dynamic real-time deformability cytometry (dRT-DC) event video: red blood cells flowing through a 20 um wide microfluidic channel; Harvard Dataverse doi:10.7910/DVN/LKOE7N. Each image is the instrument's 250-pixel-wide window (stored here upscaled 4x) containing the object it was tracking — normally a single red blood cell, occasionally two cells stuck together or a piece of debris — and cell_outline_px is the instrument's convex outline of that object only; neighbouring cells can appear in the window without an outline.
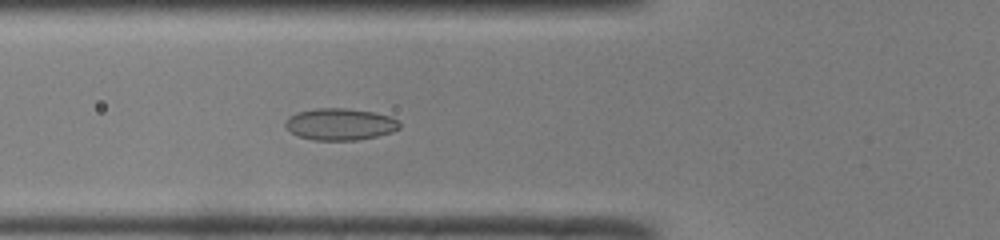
{"species": "common noctule bat (a hibernating species)", "species_latin": "Nyctalus noctula", "temperature_condition": "room temperature", "stored_images_in_passage": 50, "camera_frame_rate_fps": 3000, "um_per_image_px": 0.085, "animal": {"sex": "male", "body_mass_g": 19.0, "forearm_length_mm": 50.8}, "frame": {"image": 1, "passage_image": 19, "time_ms": 6.0, "image_size_px": [1000, 240], "cell_outline_px": [[400, 128], [392, 132], [376, 136], [356, 140], [312, 140], [300, 136], [292, 132], [284, 124], [288, 116], [300, 112], [320, 108], [344, 108], [372, 112], [388, 116], [396, 120], [400, 124]], "centroid_in_image_um": [28.9, 10.56], "position_along_channel_um": 96.9, "area_um2": 20.81}}
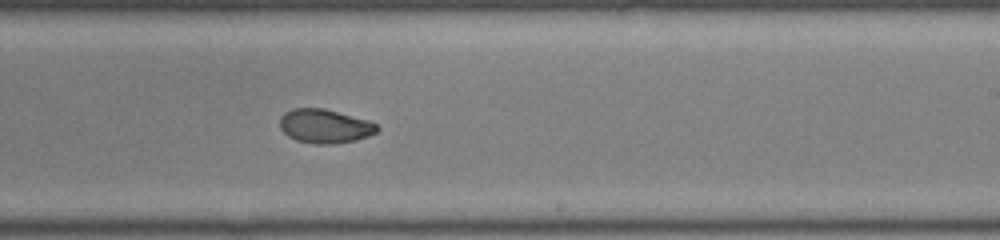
{"frame": {"image": 2, "passage_image": 31, "time_ms": 10.0, "image_size_px": [1000, 240], "cell_outline_px": [[380, 128], [376, 132], [368, 136], [356, 140], [332, 144], [312, 144], [296, 140], [288, 136], [280, 128], [280, 116], [284, 112], [292, 108], [324, 108], [368, 120], [376, 124]], "centroid_in_image_um": [27.59, 10.72], "position_along_channel_um": 261.4, "area_um2": 19.36}}
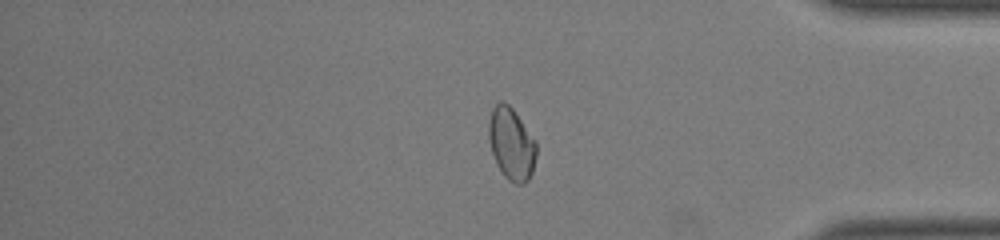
{"frame": {"image": 3, "passage_image": 42, "time_ms": 13.667, "image_size_px": [1000, 240], "cell_outline_px": [[536, 156], [532, 172], [528, 180], [524, 184], [516, 184], [508, 180], [504, 176], [496, 164], [492, 152], [488, 136], [488, 124], [492, 108], [500, 100], [504, 100], [512, 108], [536, 140]], "centroid_in_image_um": [43.46, 12.22], "position_along_channel_um": 391.7, "area_um2": 20.17}, "authors_computed_cell_mechanics": {"area_um2": 20.1433, "velocity_mm_per_s": 4.1189, "shape_relaxation_time_tau1_ms": null, "shape_relaxation_time_tau2_ms": 0.8329, "deformation_change_tau1": null, "deformation_change_tau2": 0.0305}}